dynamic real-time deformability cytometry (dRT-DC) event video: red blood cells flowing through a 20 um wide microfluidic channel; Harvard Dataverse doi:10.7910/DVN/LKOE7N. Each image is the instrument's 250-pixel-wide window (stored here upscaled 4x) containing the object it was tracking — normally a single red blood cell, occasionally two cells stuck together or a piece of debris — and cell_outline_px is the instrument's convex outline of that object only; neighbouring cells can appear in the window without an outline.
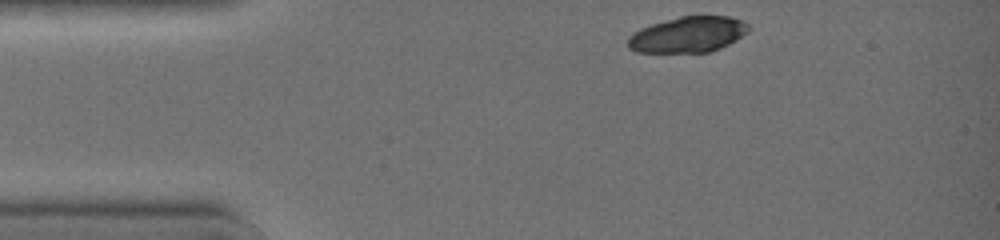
{"species": "common noctule bat (a hibernating species)", "species_latin": "Nyctalus noctula", "temperature_condition": "warm", "stored_images_in_passage": 33, "camera_frame_rate_fps": 3000, "um_per_image_px": 0.085, "animal": {"sex": "female", "body_mass_g": 19.0, "forearm_length_mm": 51.5}, "frame": {"image": 1, "passage_image": 1, "time_ms": 0.0, "image_size_px": [1000, 240], "cell_outline_px": [[748, 32], [736, 40], [720, 48], [708, 52], [636, 52], [628, 48], [628, 36], [632, 32], [640, 28], [652, 24], [680, 16], [728, 16], [744, 20], [748, 24]], "centroid_in_image_um": [58.47, 2.93], "position_along_channel_um": 26.5, "area_um2": 25.2}}
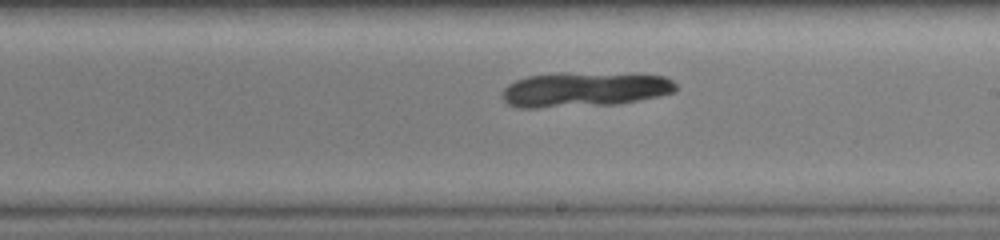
{"frame": {"image": 2, "passage_image": 19, "time_ms": 6.0, "image_size_px": [1000, 240], "cell_outline_px": [[676, 92], [640, 100], [616, 104], [536, 108], [520, 108], [508, 104], [500, 96], [504, 88], [508, 84], [516, 80], [528, 76], [556, 72], [640, 72], [664, 76], [672, 80], [676, 84]], "centroid_in_image_um": [49.72, 7.57], "position_along_channel_um": 239.3, "area_um2": 36.36}}
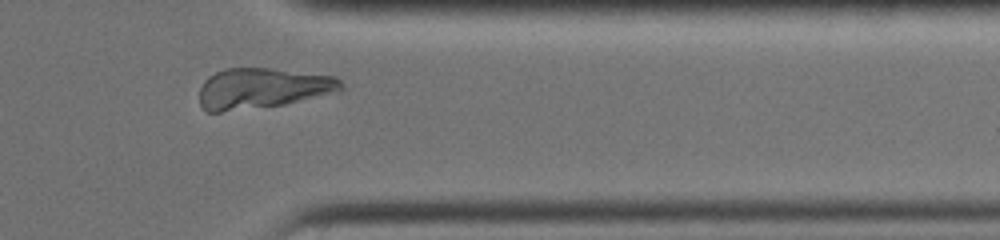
{"frame": {"image": 3, "passage_image": 29, "time_ms": 9.333, "image_size_px": [1000, 240], "cell_outline_px": [[344, 88], [340, 92], [284, 104], [220, 112], [208, 112], [200, 104], [200, 88], [204, 80], [208, 76], [224, 68], [268, 68], [336, 76], [344, 84]], "centroid_in_image_um": [22.33, 7.5], "position_along_channel_um": 389.1, "area_um2": 33.52}}